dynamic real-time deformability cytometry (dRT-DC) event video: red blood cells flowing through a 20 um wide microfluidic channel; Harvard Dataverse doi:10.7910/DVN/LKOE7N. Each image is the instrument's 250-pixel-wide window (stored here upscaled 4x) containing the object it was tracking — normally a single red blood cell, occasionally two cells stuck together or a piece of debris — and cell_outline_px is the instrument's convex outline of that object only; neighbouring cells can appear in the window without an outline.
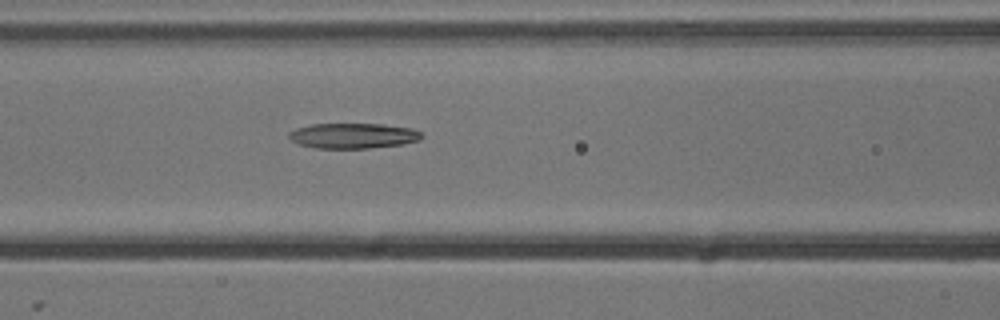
{"species": "common noctule bat (a hibernating species)", "species_latin": "Nyctalus noctula", "temperature_condition": "cold", "stored_images_in_passage": 6, "camera_frame_rate_fps": 3000, "um_per_image_px": 0.085, "animal": {"sex": "male", "body_mass_g": 13.3}, "frame": {"image": 1, "passage_image": 6, "time_ms": 1.667, "image_size_px": [1000, 320], "cell_outline_px": [[424, 136], [420, 140], [400, 144], [368, 148], [316, 148], [300, 144], [292, 140], [288, 136], [288, 132], [296, 128], [312, 124], [380, 124], [412, 128], [420, 132]], "centroid_in_image_um": [30.01, 11.53], "position_along_channel_um": 136.6, "area_um2": 19.42}}